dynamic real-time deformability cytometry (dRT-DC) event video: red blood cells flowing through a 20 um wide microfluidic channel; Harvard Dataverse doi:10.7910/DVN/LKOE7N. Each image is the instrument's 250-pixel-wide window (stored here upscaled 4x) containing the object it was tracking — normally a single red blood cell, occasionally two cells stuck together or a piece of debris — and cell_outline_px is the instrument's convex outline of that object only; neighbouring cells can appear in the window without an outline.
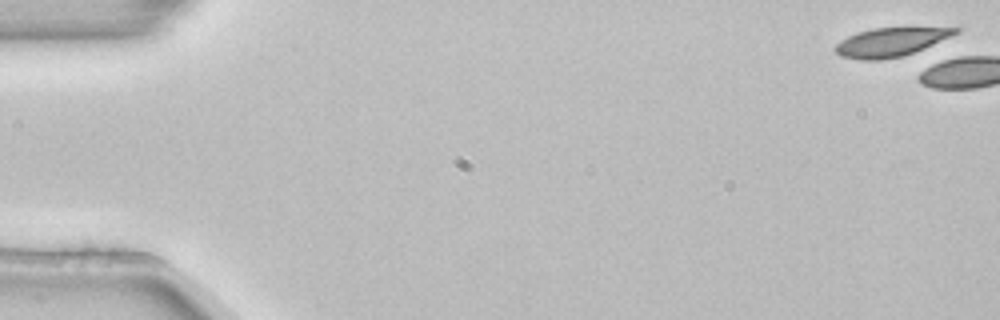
{"species": "common noctule bat (a hibernating species)", "species_latin": "Nyctalus noctula", "temperature_condition": "room temperature", "stored_images_in_passage": 5, "camera_frame_rate_fps": 3000, "um_per_image_px": 0.085, "animal": {"sex": "female", "body_mass_g": 22.7, "forearm_length_mm": 54.2}, "frame": {"image": 1, "passage_image": 1, "time_ms": 0.0, "image_size_px": [1000, 320], "cell_outline_px": [[960, 32], [924, 48], [904, 56], [880, 60], [860, 60], [840, 56], [832, 48], [840, 40], [856, 32], [872, 28], [904, 24], [960, 28]], "centroid_in_image_um": [75.75, 3.51], "position_along_channel_um": 9.2, "area_um2": 21.33}}